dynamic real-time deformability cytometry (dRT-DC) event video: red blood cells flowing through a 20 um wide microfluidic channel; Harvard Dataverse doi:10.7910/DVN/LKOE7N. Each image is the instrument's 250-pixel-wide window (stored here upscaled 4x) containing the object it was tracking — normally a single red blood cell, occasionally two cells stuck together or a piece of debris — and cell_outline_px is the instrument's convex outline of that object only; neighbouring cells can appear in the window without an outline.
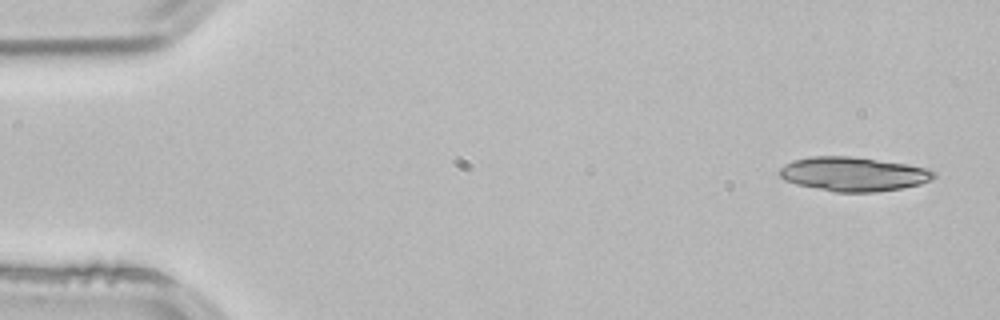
{"species": "common noctule bat (a hibernating species)", "species_latin": "Nyctalus noctula", "temperature_condition": "room temperature", "stored_images_in_passage": 3, "camera_frame_rate_fps": 3000, "um_per_image_px": 0.085, "animal": {"sex": "male", "body_mass_g": 21.5, "forearm_length_mm": 52.0}, "frame": {"image": 1, "passage_image": 1, "time_ms": 0.0, "image_size_px": [1000, 320], "cell_outline_px": [[936, 176], [932, 180], [920, 184], [900, 188], [876, 192], [836, 192], [796, 184], [784, 180], [776, 172], [784, 164], [792, 160], [812, 156], [848, 156], [908, 164], [924, 168], [936, 172]], "centroid_in_image_um": [72.5, 14.79], "position_along_channel_um": 12.5, "area_um2": 30.75}}